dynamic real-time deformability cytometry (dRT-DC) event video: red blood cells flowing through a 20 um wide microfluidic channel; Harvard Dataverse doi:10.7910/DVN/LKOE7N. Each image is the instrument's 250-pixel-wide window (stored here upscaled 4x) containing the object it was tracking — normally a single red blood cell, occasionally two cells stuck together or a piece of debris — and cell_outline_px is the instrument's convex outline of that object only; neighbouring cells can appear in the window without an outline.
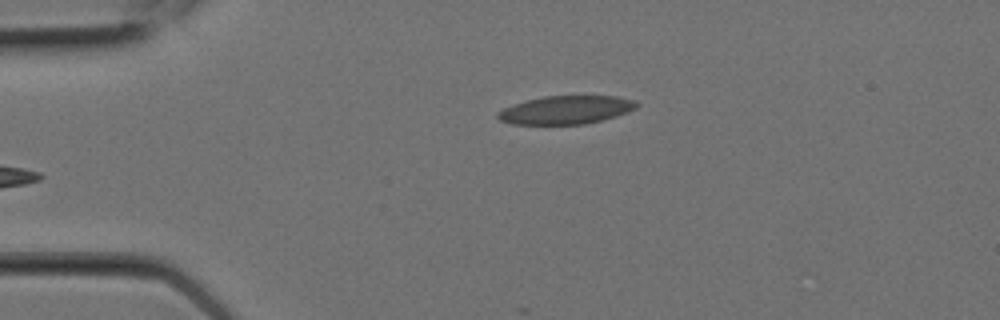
{"species": "Egyptian fruit bat (a non-hibernating species)", "species_latin": "Rousettus aegyptiacus", "temperature_condition": "room temperature", "stored_images_in_passage": 3, "camera_frame_rate_fps": 3000, "um_per_image_px": 0.085, "animal": {"sex": "female"}, "frame": {"image": 1, "passage_image": 3, "time_ms": 0.667, "image_size_px": [1000, 320], "cell_outline_px": [[640, 104], [636, 108], [628, 112], [604, 120], [584, 124], [512, 124], [500, 120], [496, 116], [496, 112], [512, 104], [544, 96], [616, 96], [636, 100]], "centroid_in_image_um": [48.13, 9.34], "position_along_channel_um": 36.9, "area_um2": 23.0}}